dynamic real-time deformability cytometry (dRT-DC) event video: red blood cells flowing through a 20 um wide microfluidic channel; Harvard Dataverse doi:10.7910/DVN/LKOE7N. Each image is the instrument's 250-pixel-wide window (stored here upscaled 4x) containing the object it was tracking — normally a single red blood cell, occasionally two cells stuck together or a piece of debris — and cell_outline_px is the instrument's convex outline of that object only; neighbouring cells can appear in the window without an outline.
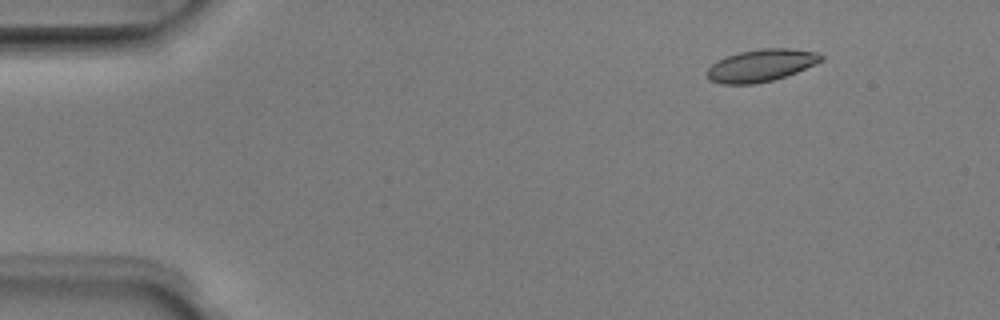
{"species": "Egyptian fruit bat (a non-hibernating species)", "species_latin": "Rousettus aegyptiacus", "temperature_condition": "room temperature", "stored_images_in_passage": 6, "camera_frame_rate_fps": 3000, "um_per_image_px": 0.085, "animal": {"sex": "male"}, "frame": {"image": 1, "passage_image": 2, "time_ms": 0.333, "image_size_px": [1000, 320], "cell_outline_px": [[824, 60], [816, 64], [796, 72], [772, 80], [752, 84], [720, 84], [708, 80], [708, 68], [712, 64], [728, 56], [740, 52], [760, 48], [788, 48], [816, 52], [824, 56]], "centroid_in_image_um": [64.71, 5.56], "position_along_channel_um": 20.3, "area_um2": 21.27}}
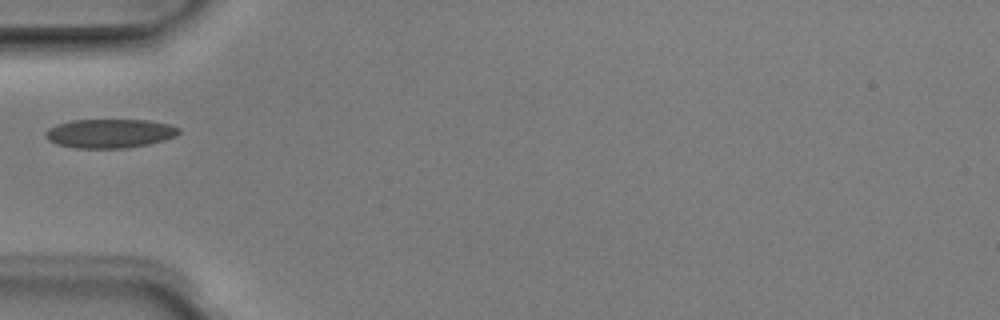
{"frame": {"image": 2, "passage_image": 5, "time_ms": 1.333, "image_size_px": [1000, 320], "cell_outline_px": [[180, 132], [176, 136], [164, 140], [148, 144], [128, 148], [76, 148], [56, 144], [48, 140], [44, 136], [44, 132], [48, 128], [56, 124], [72, 120], [148, 120], [168, 124], [180, 128]], "centroid_in_image_um": [9.3, 11.34], "position_along_channel_um": 75.7, "area_um2": 22.66}}
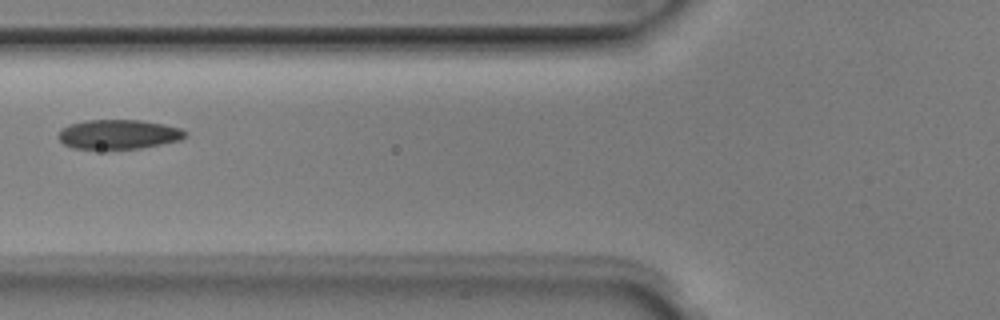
{"frame": {"image": 3, "passage_image": 6, "time_ms": 1.667, "image_size_px": [1000, 320], "cell_outline_px": [[188, 132], [180, 140], [140, 148], [72, 148], [64, 144], [56, 136], [60, 128], [68, 124], [88, 120], [140, 120], [164, 124], [180, 128]], "centroid_in_image_um": [10.03, 11.4], "position_along_channel_um": 115.8, "area_um2": 21.68}}